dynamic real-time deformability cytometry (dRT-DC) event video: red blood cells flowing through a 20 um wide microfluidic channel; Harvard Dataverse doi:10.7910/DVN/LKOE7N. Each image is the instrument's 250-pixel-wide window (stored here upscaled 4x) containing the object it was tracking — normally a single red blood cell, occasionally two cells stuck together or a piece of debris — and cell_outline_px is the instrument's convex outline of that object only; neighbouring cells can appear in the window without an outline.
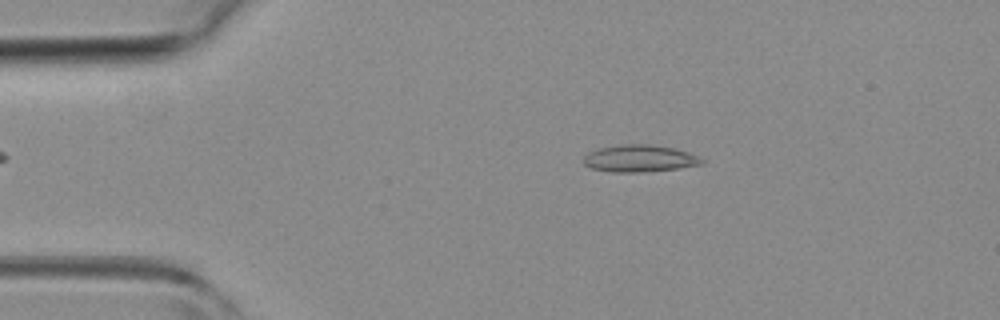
{"species": "common noctule bat (a hibernating species)", "species_latin": "Nyctalus noctula", "temperature_condition": "room temperature", "stored_images_in_passage": 2, "camera_frame_rate_fps": 3000, "um_per_image_px": 0.085, "animal": {"sex": "female", "body_mass_g": 19.3, "forearm_length_mm": 54.1}, "frame": {"image": 1, "passage_image": 2, "time_ms": 1.333, "image_size_px": [1000, 320], "cell_outline_px": [[704, 164], [680, 168], [640, 172], [612, 172], [592, 168], [584, 164], [584, 156], [600, 148], [624, 144], [652, 144], [676, 148], [688, 152], [704, 160]], "centroid_in_image_um": [54.41, 13.47], "position_along_channel_um": 30.6, "area_um2": 18.5}}